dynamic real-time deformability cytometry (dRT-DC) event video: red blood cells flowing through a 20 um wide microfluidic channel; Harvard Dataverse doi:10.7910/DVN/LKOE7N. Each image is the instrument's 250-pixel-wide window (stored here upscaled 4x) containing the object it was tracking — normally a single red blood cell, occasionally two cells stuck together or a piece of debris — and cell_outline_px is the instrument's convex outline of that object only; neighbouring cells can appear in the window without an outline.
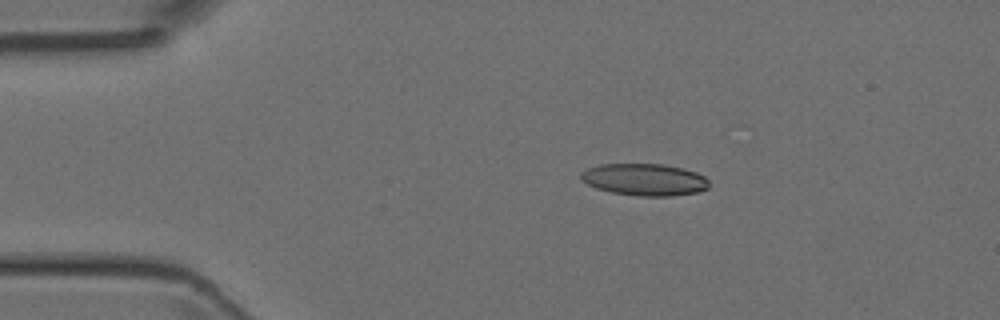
{"species": "Egyptian fruit bat (a non-hibernating species)", "species_latin": "Rousettus aegyptiacus", "temperature_condition": "room temperature", "stored_images_in_passage": 5, "camera_frame_rate_fps": 3000, "um_per_image_px": 0.085, "animal": {"sex": "female"}, "frame": {"image": 1, "passage_image": 1, "time_ms": 0.0, "image_size_px": [1000, 320], "cell_outline_px": [[708, 188], [700, 192], [672, 196], [640, 196], [612, 192], [596, 188], [580, 180], [580, 172], [588, 168], [600, 164], [660, 164], [684, 168], [696, 172], [704, 176], [708, 180]], "centroid_in_image_um": [54.79, 15.26], "position_along_channel_um": 30.2, "area_um2": 23.99}}
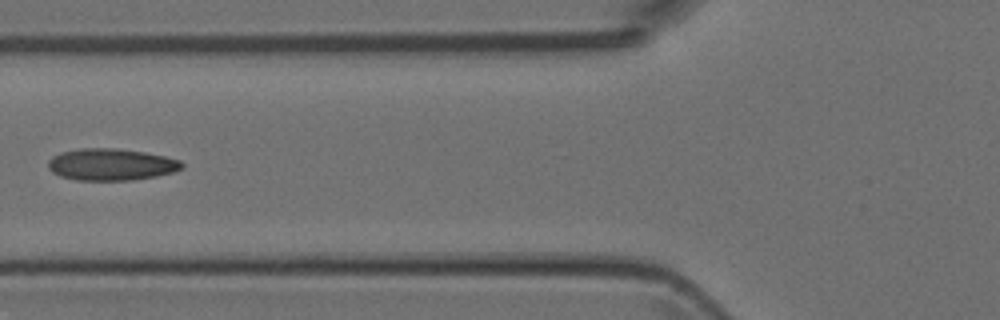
{"frame": {"image": 2, "passage_image": 4, "time_ms": 3.333, "image_size_px": [1000, 320], "cell_outline_px": [[184, 168], [172, 172], [156, 176], [132, 180], [76, 180], [60, 176], [52, 172], [48, 168], [48, 160], [52, 156], [60, 152], [80, 148], [116, 148], [144, 152], [164, 156], [180, 160], [184, 164]], "centroid_in_image_um": [9.43, 13.98], "position_along_channel_um": 116.4, "area_um2": 24.91}}
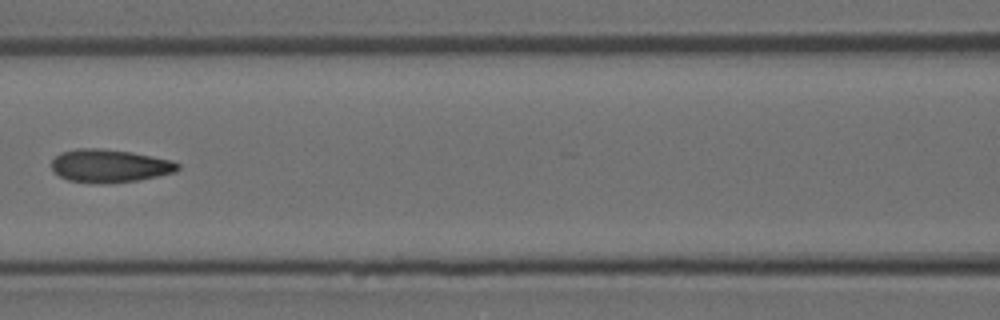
{"frame": {"image": 3, "passage_image": 5, "time_ms": 4.333, "image_size_px": [1000, 320], "cell_outline_px": [[180, 168], [176, 172], [140, 180], [104, 184], [100, 184], [68, 180], [60, 176], [52, 168], [52, 160], [60, 152], [76, 148], [100, 148], [132, 152], [172, 160], [180, 164]], "centroid_in_image_um": [9.34, 14.1], "position_along_channel_um": 157.3, "area_um2": 24.51}}